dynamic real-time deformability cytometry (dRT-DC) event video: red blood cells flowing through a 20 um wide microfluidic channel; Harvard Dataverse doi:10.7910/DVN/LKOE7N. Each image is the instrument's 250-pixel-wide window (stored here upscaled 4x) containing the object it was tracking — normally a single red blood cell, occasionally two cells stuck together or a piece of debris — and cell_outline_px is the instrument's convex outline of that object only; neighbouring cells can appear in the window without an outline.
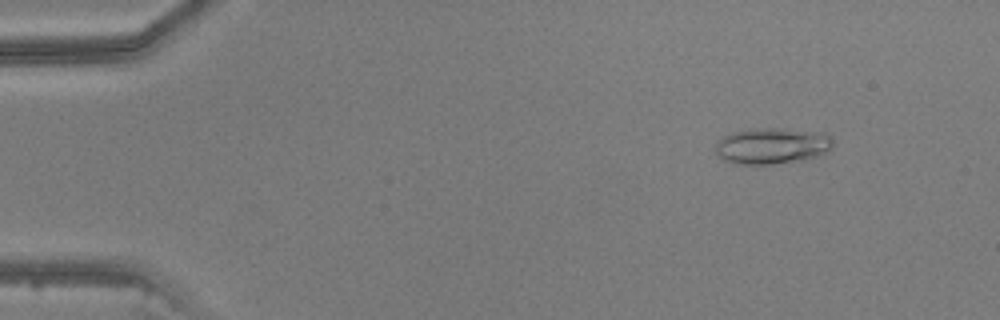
{"species": "common noctule bat (a hibernating species)", "species_latin": "Nyctalus noctula", "temperature_condition": "warm", "stored_images_in_passage": 11, "camera_frame_rate_fps": 3000, "um_per_image_px": 0.085, "animal": {"sex": "male", "body_mass_g": 20.5, "forearm_length_mm": 52.5}, "frame": {"image": 1, "passage_image": 6, "time_ms": 1.667, "image_size_px": [1000, 320], "cell_outline_px": [[832, 148], [828, 152], [816, 156], [800, 160], [772, 164], [736, 164], [724, 160], [716, 152], [716, 144], [724, 136], [732, 132], [760, 128], [772, 128], [824, 132], [832, 136]], "centroid_in_image_um": [65.66, 12.4], "position_along_channel_um": 19.3, "area_um2": 24.62}}